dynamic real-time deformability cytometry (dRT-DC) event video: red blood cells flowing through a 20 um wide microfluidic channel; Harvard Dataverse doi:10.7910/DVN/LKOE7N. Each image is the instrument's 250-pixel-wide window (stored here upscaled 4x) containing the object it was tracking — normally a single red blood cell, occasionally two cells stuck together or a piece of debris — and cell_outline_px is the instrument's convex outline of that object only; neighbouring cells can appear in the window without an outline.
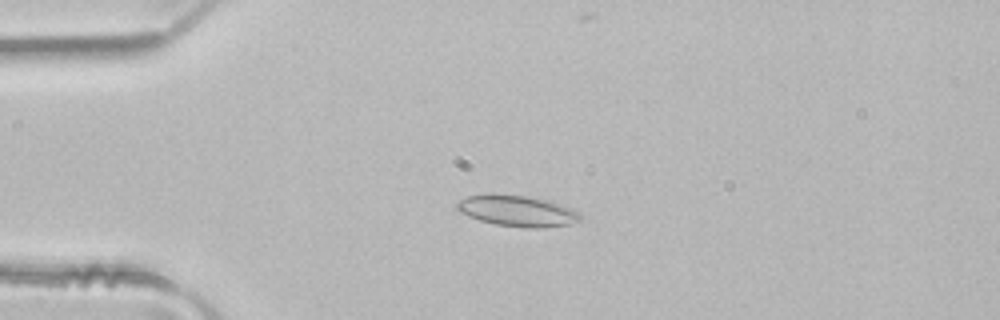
{"species": "common noctule bat (a hibernating species)", "species_latin": "Nyctalus noctula", "temperature_condition": "room temperature", "stored_images_in_passage": 1, "camera_frame_rate_fps": 3000, "um_per_image_px": 0.085, "animal": {"sex": "male", "body_mass_g": 21.5, "forearm_length_mm": 52.0}, "frame": {"image": 1, "passage_image": 1, "time_ms": 0.0, "image_size_px": [1000, 320], "cell_outline_px": [[580, 220], [568, 224], [544, 228], [524, 228], [496, 224], [480, 220], [468, 216], [460, 212], [456, 208], [456, 204], [460, 200], [468, 196], [484, 192], [492, 192], [524, 196], [544, 200], [572, 208], [580, 212]], "centroid_in_image_um": [43.91, 17.91], "position_along_channel_um": 41.1, "area_um2": 22.43}}